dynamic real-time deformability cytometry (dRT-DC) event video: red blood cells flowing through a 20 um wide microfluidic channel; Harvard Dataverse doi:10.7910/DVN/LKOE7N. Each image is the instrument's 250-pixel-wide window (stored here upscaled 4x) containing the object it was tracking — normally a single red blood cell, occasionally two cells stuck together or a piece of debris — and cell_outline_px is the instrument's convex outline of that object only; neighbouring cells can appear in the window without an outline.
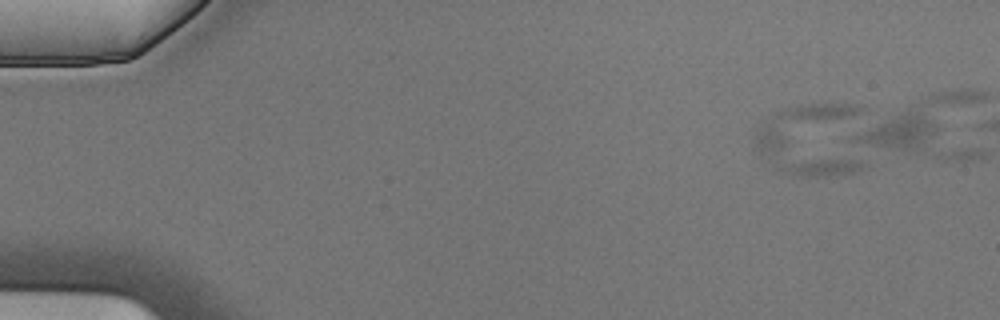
{"species": "Egyptian fruit bat (a non-hibernating species)", "species_latin": "Rousettus aegyptiacus", "temperature_condition": "cold", "stored_images_in_passage": 2, "camera_frame_rate_fps": 3000, "um_per_image_px": 0.085, "animal": {"sex": "male"}, "frame": {"image": 1, "passage_image": 1, "time_ms": 0.0, "image_size_px": [1000, 320], "cell_outline_px": [[868, 108], [776, 156], [760, 156], [752, 140], [756, 132], [776, 112], [800, 104], [864, 104]], "centroid_in_image_um": [68.02, 10.68], "position_along_channel_um": 17.0, "area_um2": 22.89}}